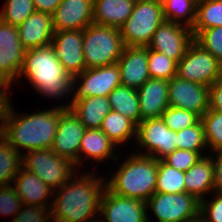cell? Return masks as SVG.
Wrapping results in <instances>:
<instances>
[{
    "label": "cell",
    "mask_w": 222,
    "mask_h": 222,
    "mask_svg": "<svg viewBox=\"0 0 222 222\" xmlns=\"http://www.w3.org/2000/svg\"><path fill=\"white\" fill-rule=\"evenodd\" d=\"M75 173L65 184L54 191L51 199V218L54 222H98L100 203L106 181L91 173ZM79 178H76V177ZM75 179V180H74Z\"/></svg>",
    "instance_id": "1"
},
{
    "label": "cell",
    "mask_w": 222,
    "mask_h": 222,
    "mask_svg": "<svg viewBox=\"0 0 222 222\" xmlns=\"http://www.w3.org/2000/svg\"><path fill=\"white\" fill-rule=\"evenodd\" d=\"M13 109L11 104L0 135L22 155L23 148L26 152L51 149L58 127L60 107L28 115L25 113L22 116L18 113L16 116Z\"/></svg>",
    "instance_id": "2"
},
{
    "label": "cell",
    "mask_w": 222,
    "mask_h": 222,
    "mask_svg": "<svg viewBox=\"0 0 222 222\" xmlns=\"http://www.w3.org/2000/svg\"><path fill=\"white\" fill-rule=\"evenodd\" d=\"M27 77L28 82L35 90L50 99L64 95L67 98L72 93V77L63 68L57 58L54 47L50 44L45 47L26 50L23 66L19 73ZM68 94V95H67Z\"/></svg>",
    "instance_id": "3"
},
{
    "label": "cell",
    "mask_w": 222,
    "mask_h": 222,
    "mask_svg": "<svg viewBox=\"0 0 222 222\" xmlns=\"http://www.w3.org/2000/svg\"><path fill=\"white\" fill-rule=\"evenodd\" d=\"M119 165L115 175L106 180V187L116 195L143 202L155 193L158 174L157 160L134 153ZM108 181V182H107Z\"/></svg>",
    "instance_id": "4"
},
{
    "label": "cell",
    "mask_w": 222,
    "mask_h": 222,
    "mask_svg": "<svg viewBox=\"0 0 222 222\" xmlns=\"http://www.w3.org/2000/svg\"><path fill=\"white\" fill-rule=\"evenodd\" d=\"M124 47L120 28L92 23L83 30L86 69L117 63Z\"/></svg>",
    "instance_id": "5"
},
{
    "label": "cell",
    "mask_w": 222,
    "mask_h": 222,
    "mask_svg": "<svg viewBox=\"0 0 222 222\" xmlns=\"http://www.w3.org/2000/svg\"><path fill=\"white\" fill-rule=\"evenodd\" d=\"M163 21L165 20L162 3L136 0L132 14L120 27L124 45L147 47Z\"/></svg>",
    "instance_id": "6"
},
{
    "label": "cell",
    "mask_w": 222,
    "mask_h": 222,
    "mask_svg": "<svg viewBox=\"0 0 222 222\" xmlns=\"http://www.w3.org/2000/svg\"><path fill=\"white\" fill-rule=\"evenodd\" d=\"M22 167L41 178L53 191L65 184L76 172L72 161L57 155L51 149L25 152L22 155Z\"/></svg>",
    "instance_id": "7"
},
{
    "label": "cell",
    "mask_w": 222,
    "mask_h": 222,
    "mask_svg": "<svg viewBox=\"0 0 222 222\" xmlns=\"http://www.w3.org/2000/svg\"><path fill=\"white\" fill-rule=\"evenodd\" d=\"M176 75L209 87L221 76V62L194 40L177 63Z\"/></svg>",
    "instance_id": "8"
},
{
    "label": "cell",
    "mask_w": 222,
    "mask_h": 222,
    "mask_svg": "<svg viewBox=\"0 0 222 222\" xmlns=\"http://www.w3.org/2000/svg\"><path fill=\"white\" fill-rule=\"evenodd\" d=\"M158 222H184L200 214V201L186 192L157 193L146 202Z\"/></svg>",
    "instance_id": "9"
},
{
    "label": "cell",
    "mask_w": 222,
    "mask_h": 222,
    "mask_svg": "<svg viewBox=\"0 0 222 222\" xmlns=\"http://www.w3.org/2000/svg\"><path fill=\"white\" fill-rule=\"evenodd\" d=\"M79 81L82 83L80 84ZM120 85L121 79L117 63L88 68L72 77V89L77 88L74 90L76 92L73 94L72 100H83L91 96L108 97L111 91Z\"/></svg>",
    "instance_id": "10"
},
{
    "label": "cell",
    "mask_w": 222,
    "mask_h": 222,
    "mask_svg": "<svg viewBox=\"0 0 222 222\" xmlns=\"http://www.w3.org/2000/svg\"><path fill=\"white\" fill-rule=\"evenodd\" d=\"M134 141L147 151L138 154L151 156L156 160H162L177 149L176 132L170 130L161 118L142 120L137 125V136Z\"/></svg>",
    "instance_id": "11"
},
{
    "label": "cell",
    "mask_w": 222,
    "mask_h": 222,
    "mask_svg": "<svg viewBox=\"0 0 222 222\" xmlns=\"http://www.w3.org/2000/svg\"><path fill=\"white\" fill-rule=\"evenodd\" d=\"M85 131V126L74 112L60 106L58 127L51 150L72 161L79 168V149Z\"/></svg>",
    "instance_id": "12"
},
{
    "label": "cell",
    "mask_w": 222,
    "mask_h": 222,
    "mask_svg": "<svg viewBox=\"0 0 222 222\" xmlns=\"http://www.w3.org/2000/svg\"><path fill=\"white\" fill-rule=\"evenodd\" d=\"M26 49L22 46L18 29L0 19V81L12 85L18 80Z\"/></svg>",
    "instance_id": "13"
},
{
    "label": "cell",
    "mask_w": 222,
    "mask_h": 222,
    "mask_svg": "<svg viewBox=\"0 0 222 222\" xmlns=\"http://www.w3.org/2000/svg\"><path fill=\"white\" fill-rule=\"evenodd\" d=\"M193 41L194 36L191 28L165 20L154 32L147 47L165 54L178 63Z\"/></svg>",
    "instance_id": "14"
},
{
    "label": "cell",
    "mask_w": 222,
    "mask_h": 222,
    "mask_svg": "<svg viewBox=\"0 0 222 222\" xmlns=\"http://www.w3.org/2000/svg\"><path fill=\"white\" fill-rule=\"evenodd\" d=\"M168 101L171 107L202 117L209 110V87L176 75L168 81Z\"/></svg>",
    "instance_id": "15"
},
{
    "label": "cell",
    "mask_w": 222,
    "mask_h": 222,
    "mask_svg": "<svg viewBox=\"0 0 222 222\" xmlns=\"http://www.w3.org/2000/svg\"><path fill=\"white\" fill-rule=\"evenodd\" d=\"M100 213L105 220L98 222H150L145 202L116 195L107 187L102 194Z\"/></svg>",
    "instance_id": "16"
},
{
    "label": "cell",
    "mask_w": 222,
    "mask_h": 222,
    "mask_svg": "<svg viewBox=\"0 0 222 222\" xmlns=\"http://www.w3.org/2000/svg\"><path fill=\"white\" fill-rule=\"evenodd\" d=\"M51 45L63 68L74 77L85 69V60L82 50L83 30L55 31Z\"/></svg>",
    "instance_id": "17"
},
{
    "label": "cell",
    "mask_w": 222,
    "mask_h": 222,
    "mask_svg": "<svg viewBox=\"0 0 222 222\" xmlns=\"http://www.w3.org/2000/svg\"><path fill=\"white\" fill-rule=\"evenodd\" d=\"M121 85L140 88L148 79V47L125 46L117 61Z\"/></svg>",
    "instance_id": "18"
},
{
    "label": "cell",
    "mask_w": 222,
    "mask_h": 222,
    "mask_svg": "<svg viewBox=\"0 0 222 222\" xmlns=\"http://www.w3.org/2000/svg\"><path fill=\"white\" fill-rule=\"evenodd\" d=\"M52 18L55 31L84 30L93 23V0H61Z\"/></svg>",
    "instance_id": "19"
},
{
    "label": "cell",
    "mask_w": 222,
    "mask_h": 222,
    "mask_svg": "<svg viewBox=\"0 0 222 222\" xmlns=\"http://www.w3.org/2000/svg\"><path fill=\"white\" fill-rule=\"evenodd\" d=\"M17 29L26 50L50 45L55 34L52 14L38 11L32 13Z\"/></svg>",
    "instance_id": "20"
},
{
    "label": "cell",
    "mask_w": 222,
    "mask_h": 222,
    "mask_svg": "<svg viewBox=\"0 0 222 222\" xmlns=\"http://www.w3.org/2000/svg\"><path fill=\"white\" fill-rule=\"evenodd\" d=\"M140 104V122L145 119L161 118L169 107L168 80L148 79L137 89Z\"/></svg>",
    "instance_id": "21"
},
{
    "label": "cell",
    "mask_w": 222,
    "mask_h": 222,
    "mask_svg": "<svg viewBox=\"0 0 222 222\" xmlns=\"http://www.w3.org/2000/svg\"><path fill=\"white\" fill-rule=\"evenodd\" d=\"M13 181V187L23 205L52 204H47V200L49 196L53 197L54 191L35 174L21 167Z\"/></svg>",
    "instance_id": "22"
},
{
    "label": "cell",
    "mask_w": 222,
    "mask_h": 222,
    "mask_svg": "<svg viewBox=\"0 0 222 222\" xmlns=\"http://www.w3.org/2000/svg\"><path fill=\"white\" fill-rule=\"evenodd\" d=\"M71 101L59 106L71 109L86 129H100L105 116L112 111L108 97L91 96L83 100Z\"/></svg>",
    "instance_id": "23"
},
{
    "label": "cell",
    "mask_w": 222,
    "mask_h": 222,
    "mask_svg": "<svg viewBox=\"0 0 222 222\" xmlns=\"http://www.w3.org/2000/svg\"><path fill=\"white\" fill-rule=\"evenodd\" d=\"M213 155L202 156L188 171H185V192L192 194L199 201L206 197L207 193H214V163ZM205 194V195H204Z\"/></svg>",
    "instance_id": "24"
},
{
    "label": "cell",
    "mask_w": 222,
    "mask_h": 222,
    "mask_svg": "<svg viewBox=\"0 0 222 222\" xmlns=\"http://www.w3.org/2000/svg\"><path fill=\"white\" fill-rule=\"evenodd\" d=\"M136 0H93V23L120 28L132 14Z\"/></svg>",
    "instance_id": "25"
},
{
    "label": "cell",
    "mask_w": 222,
    "mask_h": 222,
    "mask_svg": "<svg viewBox=\"0 0 222 222\" xmlns=\"http://www.w3.org/2000/svg\"><path fill=\"white\" fill-rule=\"evenodd\" d=\"M116 146L117 145L100 129H86L80 143L79 167L86 158H91L98 162H102L105 159V161H107L111 158L114 159V161L117 160L118 155L113 154ZM82 157H85V159H82Z\"/></svg>",
    "instance_id": "26"
},
{
    "label": "cell",
    "mask_w": 222,
    "mask_h": 222,
    "mask_svg": "<svg viewBox=\"0 0 222 222\" xmlns=\"http://www.w3.org/2000/svg\"><path fill=\"white\" fill-rule=\"evenodd\" d=\"M112 110L132 120L136 125L140 123V104L137 89L120 85L108 95Z\"/></svg>",
    "instance_id": "27"
},
{
    "label": "cell",
    "mask_w": 222,
    "mask_h": 222,
    "mask_svg": "<svg viewBox=\"0 0 222 222\" xmlns=\"http://www.w3.org/2000/svg\"><path fill=\"white\" fill-rule=\"evenodd\" d=\"M100 130L116 145L132 140L137 136V125L122 114L112 110L102 121ZM132 136V137H131Z\"/></svg>",
    "instance_id": "28"
},
{
    "label": "cell",
    "mask_w": 222,
    "mask_h": 222,
    "mask_svg": "<svg viewBox=\"0 0 222 222\" xmlns=\"http://www.w3.org/2000/svg\"><path fill=\"white\" fill-rule=\"evenodd\" d=\"M222 26V0H197L196 18L191 30L195 37L201 30Z\"/></svg>",
    "instance_id": "29"
},
{
    "label": "cell",
    "mask_w": 222,
    "mask_h": 222,
    "mask_svg": "<svg viewBox=\"0 0 222 222\" xmlns=\"http://www.w3.org/2000/svg\"><path fill=\"white\" fill-rule=\"evenodd\" d=\"M22 167V154L0 135V187L12 185Z\"/></svg>",
    "instance_id": "30"
},
{
    "label": "cell",
    "mask_w": 222,
    "mask_h": 222,
    "mask_svg": "<svg viewBox=\"0 0 222 222\" xmlns=\"http://www.w3.org/2000/svg\"><path fill=\"white\" fill-rule=\"evenodd\" d=\"M164 20L192 28L196 18L197 0H164Z\"/></svg>",
    "instance_id": "31"
},
{
    "label": "cell",
    "mask_w": 222,
    "mask_h": 222,
    "mask_svg": "<svg viewBox=\"0 0 222 222\" xmlns=\"http://www.w3.org/2000/svg\"><path fill=\"white\" fill-rule=\"evenodd\" d=\"M157 180L155 192L157 193H182L185 192V172L167 165L163 160H157Z\"/></svg>",
    "instance_id": "32"
},
{
    "label": "cell",
    "mask_w": 222,
    "mask_h": 222,
    "mask_svg": "<svg viewBox=\"0 0 222 222\" xmlns=\"http://www.w3.org/2000/svg\"><path fill=\"white\" fill-rule=\"evenodd\" d=\"M176 147L177 149L194 151L200 153L202 156H206L203 150H207L208 146L201 120L194 126L176 132Z\"/></svg>",
    "instance_id": "33"
},
{
    "label": "cell",
    "mask_w": 222,
    "mask_h": 222,
    "mask_svg": "<svg viewBox=\"0 0 222 222\" xmlns=\"http://www.w3.org/2000/svg\"><path fill=\"white\" fill-rule=\"evenodd\" d=\"M3 6L0 19L15 27H18L36 11L33 0H6Z\"/></svg>",
    "instance_id": "34"
},
{
    "label": "cell",
    "mask_w": 222,
    "mask_h": 222,
    "mask_svg": "<svg viewBox=\"0 0 222 222\" xmlns=\"http://www.w3.org/2000/svg\"><path fill=\"white\" fill-rule=\"evenodd\" d=\"M150 78L170 80L177 74V62L165 54L148 48Z\"/></svg>",
    "instance_id": "35"
},
{
    "label": "cell",
    "mask_w": 222,
    "mask_h": 222,
    "mask_svg": "<svg viewBox=\"0 0 222 222\" xmlns=\"http://www.w3.org/2000/svg\"><path fill=\"white\" fill-rule=\"evenodd\" d=\"M201 121L204 127V133L208 150H222V112L208 110Z\"/></svg>",
    "instance_id": "36"
},
{
    "label": "cell",
    "mask_w": 222,
    "mask_h": 222,
    "mask_svg": "<svg viewBox=\"0 0 222 222\" xmlns=\"http://www.w3.org/2000/svg\"><path fill=\"white\" fill-rule=\"evenodd\" d=\"M161 119L170 130L178 132L197 124L201 117L196 113L169 106L161 115Z\"/></svg>",
    "instance_id": "37"
},
{
    "label": "cell",
    "mask_w": 222,
    "mask_h": 222,
    "mask_svg": "<svg viewBox=\"0 0 222 222\" xmlns=\"http://www.w3.org/2000/svg\"><path fill=\"white\" fill-rule=\"evenodd\" d=\"M194 40L222 63V26L203 29Z\"/></svg>",
    "instance_id": "38"
},
{
    "label": "cell",
    "mask_w": 222,
    "mask_h": 222,
    "mask_svg": "<svg viewBox=\"0 0 222 222\" xmlns=\"http://www.w3.org/2000/svg\"><path fill=\"white\" fill-rule=\"evenodd\" d=\"M202 155L198 152L188 151L184 149H176L168 154L162 160L169 166L185 172L188 171L194 164H196Z\"/></svg>",
    "instance_id": "39"
},
{
    "label": "cell",
    "mask_w": 222,
    "mask_h": 222,
    "mask_svg": "<svg viewBox=\"0 0 222 222\" xmlns=\"http://www.w3.org/2000/svg\"><path fill=\"white\" fill-rule=\"evenodd\" d=\"M50 207L51 205H22V210L18 211L11 222H50Z\"/></svg>",
    "instance_id": "40"
},
{
    "label": "cell",
    "mask_w": 222,
    "mask_h": 222,
    "mask_svg": "<svg viewBox=\"0 0 222 222\" xmlns=\"http://www.w3.org/2000/svg\"><path fill=\"white\" fill-rule=\"evenodd\" d=\"M23 203L13 186L0 187V214L13 215L21 209ZM16 213V214H15Z\"/></svg>",
    "instance_id": "41"
},
{
    "label": "cell",
    "mask_w": 222,
    "mask_h": 222,
    "mask_svg": "<svg viewBox=\"0 0 222 222\" xmlns=\"http://www.w3.org/2000/svg\"><path fill=\"white\" fill-rule=\"evenodd\" d=\"M213 200L200 201V215L205 222H222V193L215 192Z\"/></svg>",
    "instance_id": "42"
},
{
    "label": "cell",
    "mask_w": 222,
    "mask_h": 222,
    "mask_svg": "<svg viewBox=\"0 0 222 222\" xmlns=\"http://www.w3.org/2000/svg\"><path fill=\"white\" fill-rule=\"evenodd\" d=\"M209 110L222 112V78L209 86Z\"/></svg>",
    "instance_id": "43"
},
{
    "label": "cell",
    "mask_w": 222,
    "mask_h": 222,
    "mask_svg": "<svg viewBox=\"0 0 222 222\" xmlns=\"http://www.w3.org/2000/svg\"><path fill=\"white\" fill-rule=\"evenodd\" d=\"M8 88H10V85L0 81V134L4 127L7 113L11 105V98L8 95L10 90Z\"/></svg>",
    "instance_id": "44"
},
{
    "label": "cell",
    "mask_w": 222,
    "mask_h": 222,
    "mask_svg": "<svg viewBox=\"0 0 222 222\" xmlns=\"http://www.w3.org/2000/svg\"><path fill=\"white\" fill-rule=\"evenodd\" d=\"M213 155L212 157L214 163V192L222 193V150L211 152ZM216 153V154H215Z\"/></svg>",
    "instance_id": "45"
},
{
    "label": "cell",
    "mask_w": 222,
    "mask_h": 222,
    "mask_svg": "<svg viewBox=\"0 0 222 222\" xmlns=\"http://www.w3.org/2000/svg\"><path fill=\"white\" fill-rule=\"evenodd\" d=\"M61 0H33L35 10L53 14Z\"/></svg>",
    "instance_id": "46"
},
{
    "label": "cell",
    "mask_w": 222,
    "mask_h": 222,
    "mask_svg": "<svg viewBox=\"0 0 222 222\" xmlns=\"http://www.w3.org/2000/svg\"><path fill=\"white\" fill-rule=\"evenodd\" d=\"M184 222H205V221L203 220L202 216L199 214L198 216Z\"/></svg>",
    "instance_id": "47"
},
{
    "label": "cell",
    "mask_w": 222,
    "mask_h": 222,
    "mask_svg": "<svg viewBox=\"0 0 222 222\" xmlns=\"http://www.w3.org/2000/svg\"><path fill=\"white\" fill-rule=\"evenodd\" d=\"M150 1H156V2H160V3L164 2V0H150Z\"/></svg>",
    "instance_id": "48"
},
{
    "label": "cell",
    "mask_w": 222,
    "mask_h": 222,
    "mask_svg": "<svg viewBox=\"0 0 222 222\" xmlns=\"http://www.w3.org/2000/svg\"><path fill=\"white\" fill-rule=\"evenodd\" d=\"M220 77L222 78V63H221V76Z\"/></svg>",
    "instance_id": "49"
}]
</instances>
